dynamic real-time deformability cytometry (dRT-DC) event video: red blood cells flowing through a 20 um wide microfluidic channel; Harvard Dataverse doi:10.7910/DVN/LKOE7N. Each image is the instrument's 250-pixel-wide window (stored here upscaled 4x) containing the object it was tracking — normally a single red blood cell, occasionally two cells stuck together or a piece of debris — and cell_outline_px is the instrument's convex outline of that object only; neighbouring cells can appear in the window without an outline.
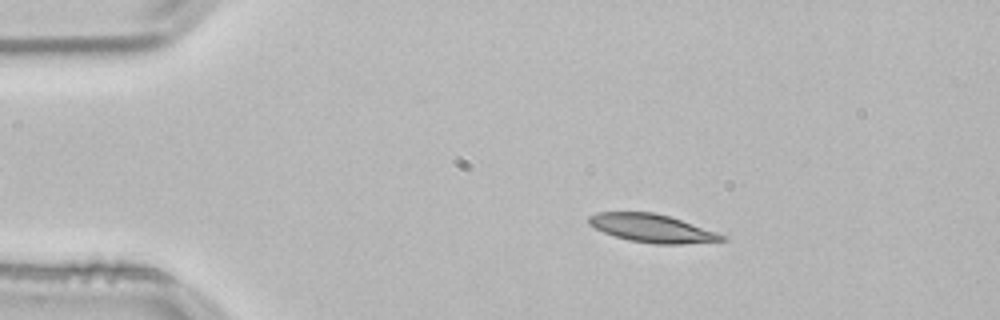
{"species": "common noctule bat (a hibernating species)", "species_latin": "Nyctalus noctula", "temperature_condition": "room temperature", "stored_images_in_passage": 47, "camera_frame_rate_fps": 3000, "um_per_image_px": 0.085, "animal": {"sex": "male", "body_mass_g": 21.5, "forearm_length_mm": 52.0}, "frame": {"image": 1, "passage_image": 3, "time_ms": 0.667, "image_size_px": [1000, 320], "cell_outline_px": [[728, 240], [680, 244], [656, 244], [628, 240], [604, 232], [588, 224], [588, 216], [596, 212], [652, 212], [668, 216], [728, 236]], "centroid_in_image_um": [55.41, 19.4], "position_along_channel_um": 29.6, "area_um2": 21.62}}
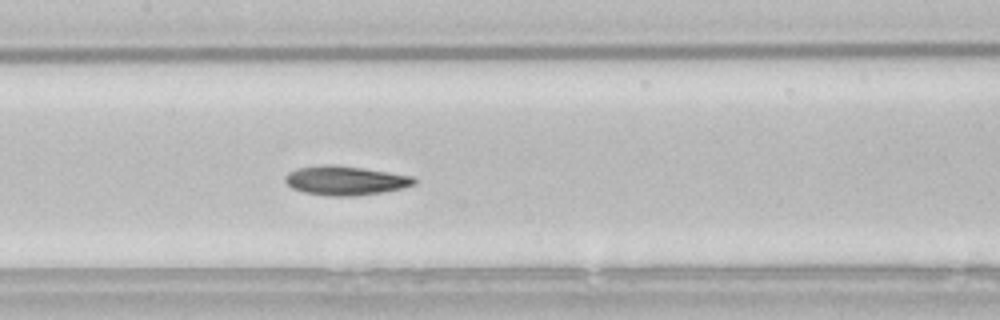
{"frame": {"image": 2, "passage_image": 19, "time_ms": 6.0, "image_size_px": [1000, 320], "cell_outline_px": [[416, 184], [400, 188], [380, 192], [356, 196], [328, 196], [304, 192], [292, 188], [284, 180], [284, 176], [288, 172], [296, 168], [320, 164], [332, 164], [364, 168], [412, 176], [416, 180]], "centroid_in_image_um": [29.3, 15.33], "position_along_channel_um": 178.1, "area_um2": 21.96}}
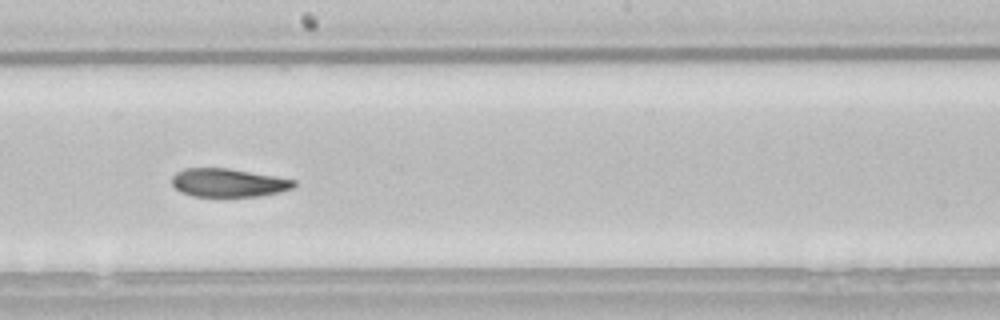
{"frame": {"image": 3, "passage_image": 23, "time_ms": 7.333, "image_size_px": [1000, 320], "cell_outline_px": [[296, 184], [292, 188], [280, 192], [260, 196], [192, 196], [180, 192], [172, 184], [172, 176], [176, 172], [184, 168], [228, 168], [296, 180]], "centroid_in_image_um": [19.39, 15.53], "position_along_channel_um": 228.8, "area_um2": 20.11}}